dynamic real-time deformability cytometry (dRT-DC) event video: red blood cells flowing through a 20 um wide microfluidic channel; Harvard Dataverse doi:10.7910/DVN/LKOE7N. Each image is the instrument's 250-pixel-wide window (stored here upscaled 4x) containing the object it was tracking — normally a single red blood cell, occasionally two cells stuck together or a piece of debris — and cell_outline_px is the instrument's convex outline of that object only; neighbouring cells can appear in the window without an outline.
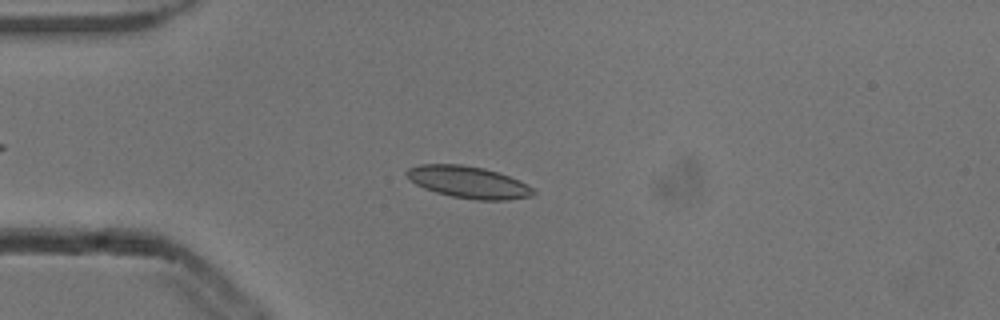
{"species": "common noctule bat (a hibernating species)", "species_latin": "Nyctalus noctula", "temperature_condition": "cold", "stored_images_in_passage": 52, "camera_frame_rate_fps": 3000, "um_per_image_px": 0.085, "animal": {"sex": "male", "body_mass_g": 13.3}, "frame": {"image": 1, "passage_image": 13, "time_ms": 4.0, "image_size_px": [1000, 320], "cell_outline_px": [[536, 192], [532, 196], [508, 200], [476, 200], [452, 196], [436, 192], [424, 188], [416, 184], [404, 172], [408, 168], [420, 164], [460, 164], [484, 168], [508, 176], [528, 184]], "centroid_in_image_um": [39.82, 15.48], "position_along_channel_um": 45.2, "area_um2": 23.41}}
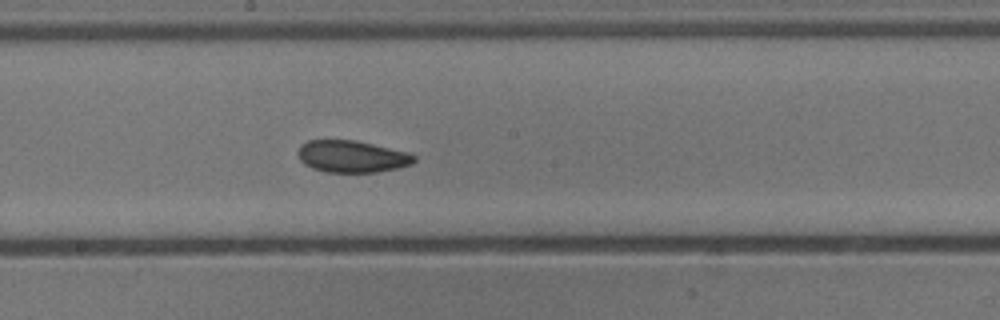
{"frame": {"image": 2, "passage_image": 28, "time_ms": 9.0, "image_size_px": [1000, 320], "cell_outline_px": [[416, 160], [412, 164], [400, 168], [376, 172], [324, 172], [312, 168], [304, 164], [300, 160], [300, 144], [308, 140], [356, 140], [408, 152], [416, 156]], "centroid_in_image_um": [29.95, 13.3], "position_along_channel_um": 218.3, "area_um2": 21.68}}
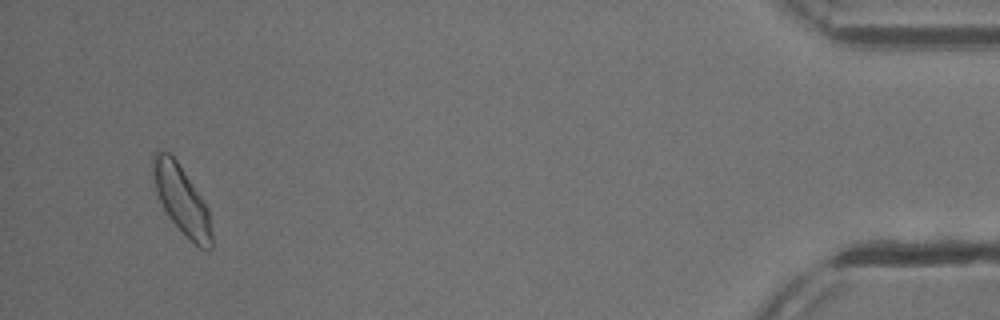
{"frame": {"image": 3, "passage_image": 50, "time_ms": 16.333, "image_size_px": [1000, 320], "cell_outline_px": [[212, 248], [208, 252], [200, 248], [168, 216], [156, 192], [152, 172], [152, 156], [156, 152], [168, 152], [176, 160], [208, 208], [212, 236]], "centroid_in_image_um": [15.44, 16.99], "position_along_channel_um": 419.8, "area_um2": 22.66}, "authors_computed_cell_mechanics": {"area_um2": 22.3397, "velocity_mm_per_s": 3.8366, "shape_relaxation_time_tau1_ms": 7.7641, "shape_relaxation_time_tau2_ms": 2.1466, "deformation_change_tau1": 0.1076, "deformation_change_tau2": 0.0713}}